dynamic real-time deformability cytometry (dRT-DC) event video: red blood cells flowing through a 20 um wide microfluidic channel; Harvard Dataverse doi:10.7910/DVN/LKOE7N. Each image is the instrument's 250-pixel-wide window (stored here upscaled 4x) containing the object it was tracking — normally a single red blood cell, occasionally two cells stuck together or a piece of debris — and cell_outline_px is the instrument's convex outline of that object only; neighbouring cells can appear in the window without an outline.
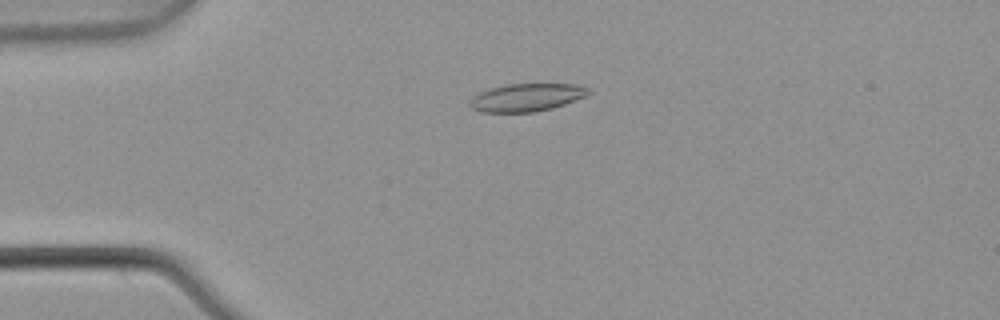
{"species": "common noctule bat (a hibernating species)", "species_latin": "Nyctalus noctula", "temperature_condition": "warm", "stored_images_in_passage": 5, "camera_frame_rate_fps": 3000, "um_per_image_px": 0.085, "animal": {"sex": "male", "body_mass_g": 21.5, "forearm_length_mm": 52.0}, "frame": {"image": 1, "passage_image": 4, "time_ms": 1.0, "image_size_px": [1000, 320], "cell_outline_px": [[592, 92], [584, 96], [564, 104], [552, 108], [536, 112], [480, 112], [472, 108], [468, 104], [472, 96], [480, 92], [504, 84], [576, 84], [588, 88]], "centroid_in_image_um": [44.73, 8.28], "position_along_channel_um": 40.3, "area_um2": 19.19}}